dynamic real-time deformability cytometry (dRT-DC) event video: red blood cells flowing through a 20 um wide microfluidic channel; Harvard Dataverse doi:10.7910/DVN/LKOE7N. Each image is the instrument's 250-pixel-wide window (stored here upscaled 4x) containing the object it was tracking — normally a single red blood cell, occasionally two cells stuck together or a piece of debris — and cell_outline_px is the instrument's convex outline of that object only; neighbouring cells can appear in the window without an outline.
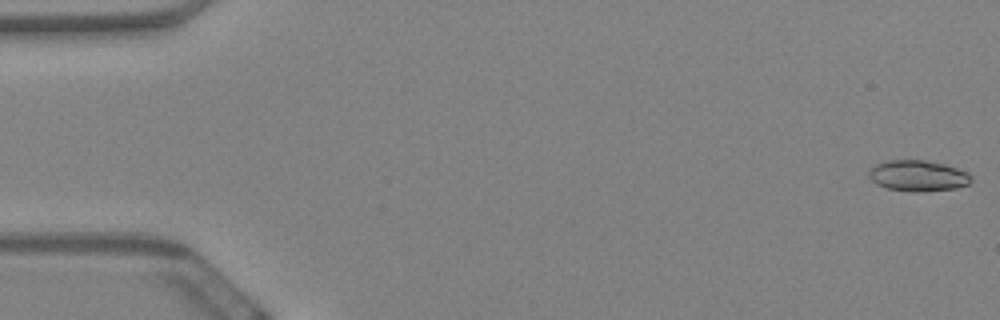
{"species": "Egyptian fruit bat (a non-hibernating species)", "species_latin": "Rousettus aegyptiacus", "temperature_condition": "warm", "stored_images_in_passage": 61, "camera_frame_rate_fps": 3000, "um_per_image_px": 0.085, "animal": {"sex": "female"}, "frame": {"image": 1, "passage_image": 1, "time_ms": 0.0, "image_size_px": [1000, 320], "cell_outline_px": [[972, 180], [968, 184], [956, 188], [924, 192], [912, 192], [888, 188], [876, 184], [868, 176], [868, 172], [872, 164], [888, 160], [924, 160], [944, 164], [968, 172], [972, 176]], "centroid_in_image_um": [78.0, 14.94], "position_along_channel_um": 7.0, "area_um2": 18.67}}
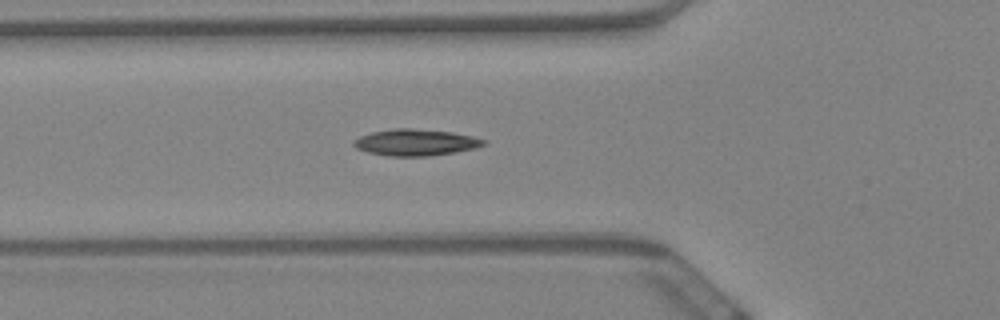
{"frame": {"image": 2, "passage_image": 22, "time_ms": 7.0, "image_size_px": [1000, 320], "cell_outline_px": [[488, 144], [476, 148], [456, 152], [428, 156], [388, 156], [368, 152], [356, 148], [352, 144], [352, 140], [360, 136], [372, 132], [396, 128], [412, 128], [452, 132], [472, 136], [488, 140]], "centroid_in_image_um": [35.36, 12.1], "position_along_channel_um": 90.4, "area_um2": 20.23}}
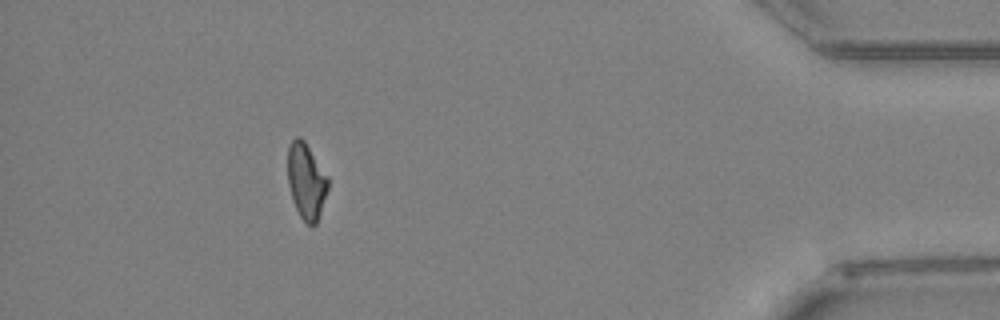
{"frame": {"image": 3, "passage_image": 55, "time_ms": 18.0, "image_size_px": [1000, 320], "cell_outline_px": [[328, 188], [316, 224], [312, 228], [300, 216], [292, 200], [288, 184], [288, 148], [292, 140], [296, 136], [300, 136], [304, 140], [328, 176]], "centroid_in_image_um": [26.02, 15.39], "position_along_channel_um": 409.2, "area_um2": 17.74}, "authors_computed_cell_mechanics": {"area_um2": 18.496, "velocity_mm_per_s": 3.3948, "shape_relaxation_time_tau1_ms": 11.3663, "shape_relaxation_time_tau2_ms": 2.8612, "deformation_change_tau1": 0.228, "deformation_change_tau2": 0.099}}